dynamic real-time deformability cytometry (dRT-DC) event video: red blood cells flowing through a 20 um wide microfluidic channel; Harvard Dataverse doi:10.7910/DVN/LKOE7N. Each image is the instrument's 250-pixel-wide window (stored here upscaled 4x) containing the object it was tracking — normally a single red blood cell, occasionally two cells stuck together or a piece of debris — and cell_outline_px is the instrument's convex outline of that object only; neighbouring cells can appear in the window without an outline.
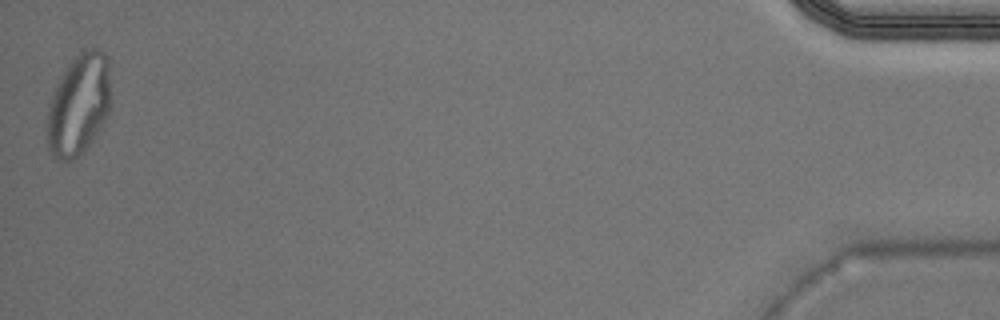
{"species": "Egyptian fruit bat (a non-hibernating species)", "species_latin": "Rousettus aegyptiacus", "temperature_condition": "warm", "stored_images_in_passage": 29, "camera_frame_rate_fps": 3000, "um_per_image_px": 0.085, "animal": {"sex": "male"}, "frame": {"image": 1, "passage_image": 29, "time_ms": 9.333, "image_size_px": [1000, 320], "cell_outline_px": [[112, 104], [108, 116], [84, 152], [72, 160], [64, 160], [52, 156], [48, 148], [48, 104], [68, 64], [84, 48], [96, 48], [104, 52], [108, 56]], "centroid_in_image_um": [6.75, 8.88], "position_along_channel_um": 428.4, "area_um2": 37.74}}